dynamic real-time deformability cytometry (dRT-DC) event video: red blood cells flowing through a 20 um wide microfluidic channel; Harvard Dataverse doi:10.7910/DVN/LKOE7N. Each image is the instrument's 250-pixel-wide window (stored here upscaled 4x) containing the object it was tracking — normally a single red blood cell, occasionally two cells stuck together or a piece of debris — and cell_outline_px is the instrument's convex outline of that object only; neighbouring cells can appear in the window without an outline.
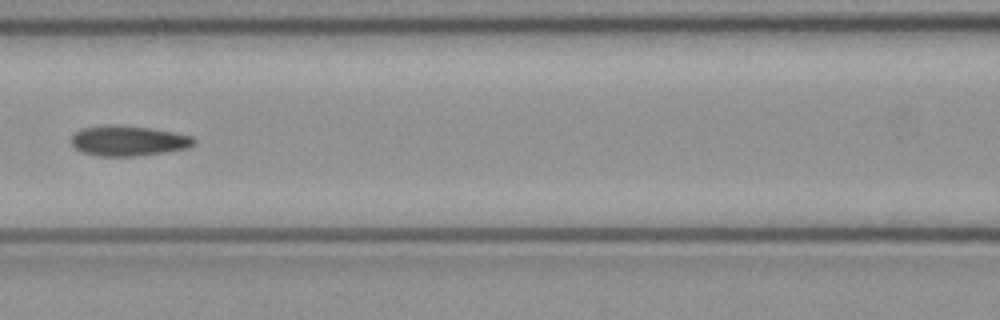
{"species": "common noctule bat (a hibernating species)", "species_latin": "Nyctalus noctula", "temperature_condition": "cold", "stored_images_in_passage": 6, "camera_frame_rate_fps": 3000, "um_per_image_px": 0.085, "animal": {"sex": "female", "body_mass_g": 21.9}, "frame": {"image": 1, "passage_image": 6, "time_ms": 1.667, "image_size_px": [1000, 320], "cell_outline_px": [[196, 140], [188, 148], [164, 152], [136, 156], [96, 156], [80, 152], [72, 144], [72, 136], [76, 132], [84, 128], [108, 124], [116, 124], [148, 128], [172, 132], [192, 136]], "centroid_in_image_um": [10.88, 11.97], "position_along_channel_um": 155.7, "area_um2": 21.5}}